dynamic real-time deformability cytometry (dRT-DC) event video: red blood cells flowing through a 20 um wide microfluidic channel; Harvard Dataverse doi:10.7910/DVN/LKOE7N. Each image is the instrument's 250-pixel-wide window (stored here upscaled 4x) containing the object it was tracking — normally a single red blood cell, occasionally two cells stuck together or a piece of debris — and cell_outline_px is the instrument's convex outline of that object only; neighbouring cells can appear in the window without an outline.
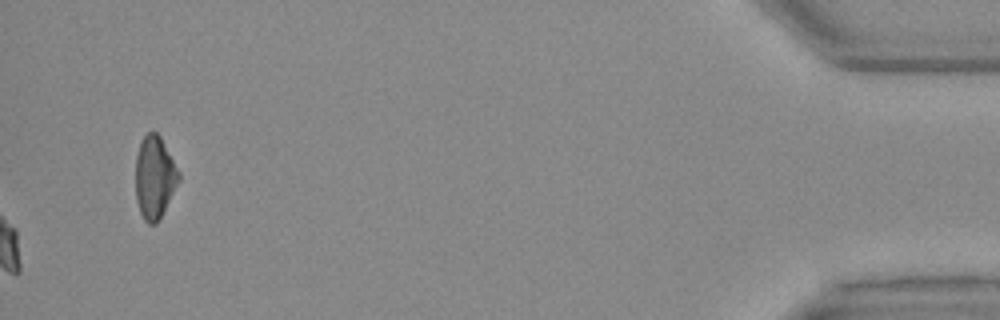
{"species": "Egyptian fruit bat (a non-hibernating species)", "species_latin": "Rousettus aegyptiacus", "temperature_condition": "warm", "stored_images_in_passage": 50, "camera_frame_rate_fps": 3000, "um_per_image_px": 0.085, "animal": {"sex": "female"}, "frame": {"image": 1, "passage_image": 50, "time_ms": 16.333, "image_size_px": [1000, 320], "cell_outline_px": [[180, 176], [160, 216], [152, 224], [148, 224], [144, 220], [140, 212], [136, 196], [136, 156], [140, 144], [144, 136], [148, 132], [156, 132], [160, 136], [180, 172]], "centroid_in_image_um": [13.12, 15.02], "position_along_channel_um": 422.1, "area_um2": 20.06}}